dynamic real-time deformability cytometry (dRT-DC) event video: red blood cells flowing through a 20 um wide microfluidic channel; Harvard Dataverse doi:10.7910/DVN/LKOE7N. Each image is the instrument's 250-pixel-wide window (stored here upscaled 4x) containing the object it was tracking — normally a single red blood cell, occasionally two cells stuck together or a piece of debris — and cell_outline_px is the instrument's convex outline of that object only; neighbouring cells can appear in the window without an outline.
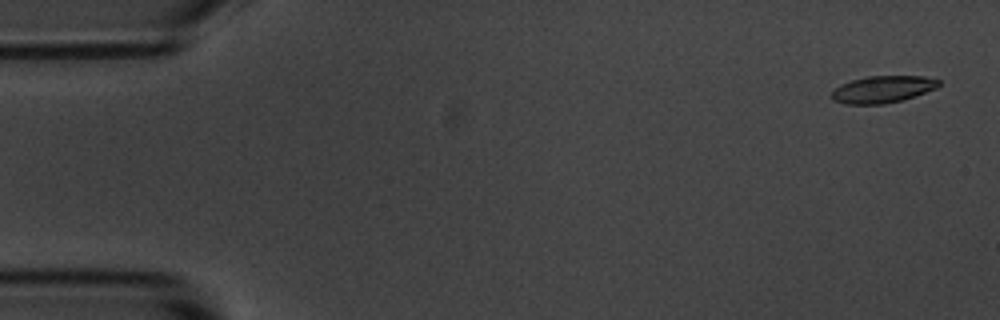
{"species": "common noctule bat (a hibernating species)", "species_latin": "Nyctalus noctula", "temperature_condition": "room temperature", "stored_images_in_passage": 6, "camera_frame_rate_fps": 3000, "um_per_image_px": 0.085, "animal": {"sex": "male", "body_mass_g": 20.1, "forearm_length_mm": 53.5}, "frame": {"image": 1, "passage_image": 1, "time_ms": 0.0, "image_size_px": [1000, 320], "cell_outline_px": [[940, 84], [936, 88], [916, 96], [904, 100], [884, 104], [844, 104], [832, 100], [832, 92], [840, 84], [852, 80], [868, 76], [924, 76], [940, 80]], "centroid_in_image_um": [75.04, 7.6], "position_along_channel_um": 10.0, "area_um2": 16.94}}
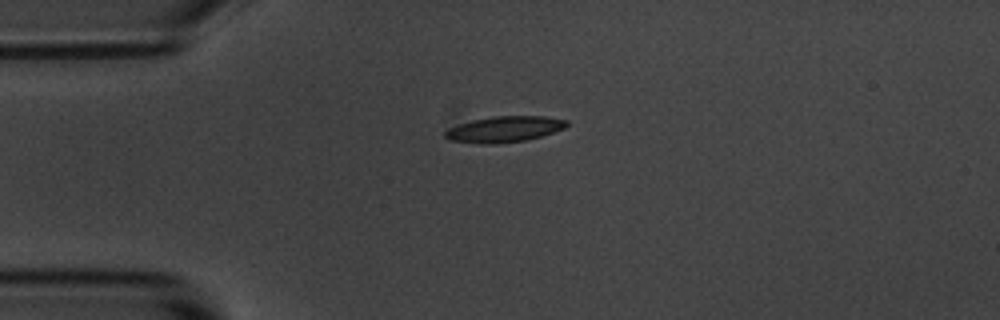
{"frame": {"image": 2, "passage_image": 4, "time_ms": 3.667, "image_size_px": [1000, 320], "cell_outline_px": [[568, 124], [564, 128], [540, 136], [524, 140], [492, 144], [480, 144], [448, 140], [444, 136], [444, 132], [448, 128], [472, 120], [492, 116], [544, 116], [568, 120]], "centroid_in_image_um": [42.83, 10.98], "position_along_channel_um": 42.2, "area_um2": 18.26}}